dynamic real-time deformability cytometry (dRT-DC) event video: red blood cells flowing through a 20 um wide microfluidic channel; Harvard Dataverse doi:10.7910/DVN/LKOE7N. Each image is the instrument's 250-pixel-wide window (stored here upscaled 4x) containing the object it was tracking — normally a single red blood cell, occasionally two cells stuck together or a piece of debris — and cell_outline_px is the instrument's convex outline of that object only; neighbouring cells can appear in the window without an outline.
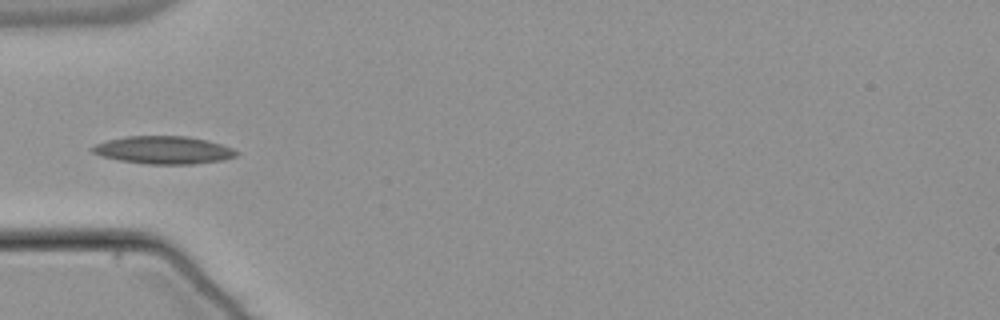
{"species": "common noctule bat (a hibernating species)", "species_latin": "Nyctalus noctula", "temperature_condition": "warm", "stored_images_in_passage": 37, "camera_frame_rate_fps": 3000, "um_per_image_px": 0.085, "animal": {"sex": "male", "body_mass_g": 21.5, "forearm_length_mm": 52.0}, "frame": {"image": 1, "passage_image": 1, "time_ms": 0.0, "image_size_px": [1000, 320], "cell_outline_px": [[240, 152], [236, 156], [220, 160], [192, 164], [148, 164], [120, 160], [100, 156], [92, 152], [88, 148], [96, 144], [108, 140], [128, 136], [184, 136], [208, 140], [232, 148]], "centroid_in_image_um": [13.88, 12.75], "position_along_channel_um": 71.1, "area_um2": 23.18}}
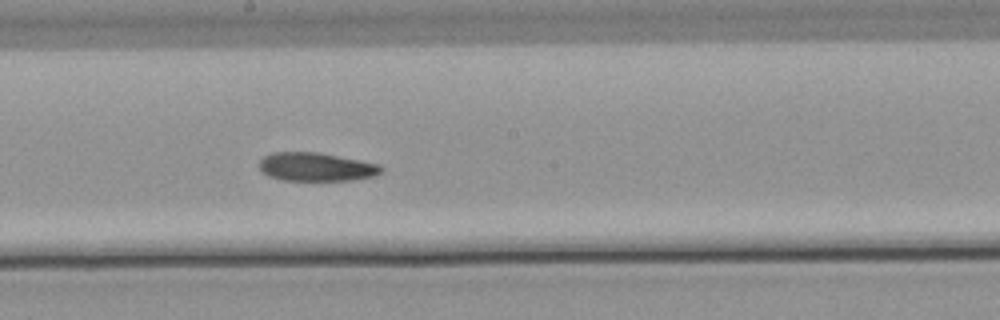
{"frame": {"image": 2, "passage_image": 13, "time_ms": 4.0, "image_size_px": [1000, 320], "cell_outline_px": [[384, 168], [376, 176], [352, 180], [284, 180], [268, 176], [260, 168], [260, 160], [264, 156], [272, 152], [316, 152], [380, 164]], "centroid_in_image_um": [26.89, 14.18], "position_along_channel_um": 221.3, "area_um2": 20.11}}
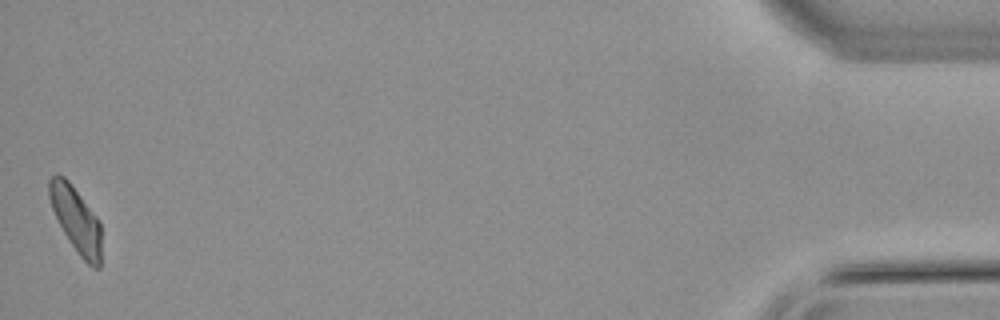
{"frame": {"image": 3, "passage_image": 37, "time_ms": 12.0, "image_size_px": [1000, 320], "cell_outline_px": [[100, 268], [92, 268], [80, 256], [64, 232], [52, 208], [48, 196], [48, 180], [56, 172], [64, 176], [68, 180], [100, 220]], "centroid_in_image_um": [6.45, 18.62], "position_along_channel_um": 428.7, "area_um2": 19.71}, "authors_computed_cell_mechanics": {"area_um2": 20.7502, "velocity_mm_per_s": 3.7698, "shape_relaxation_time_tau1_ms": null, "shape_relaxation_time_tau2_ms": 7.0119, "deformation_change_tau1": null, "deformation_change_tau2": 0.1339}}